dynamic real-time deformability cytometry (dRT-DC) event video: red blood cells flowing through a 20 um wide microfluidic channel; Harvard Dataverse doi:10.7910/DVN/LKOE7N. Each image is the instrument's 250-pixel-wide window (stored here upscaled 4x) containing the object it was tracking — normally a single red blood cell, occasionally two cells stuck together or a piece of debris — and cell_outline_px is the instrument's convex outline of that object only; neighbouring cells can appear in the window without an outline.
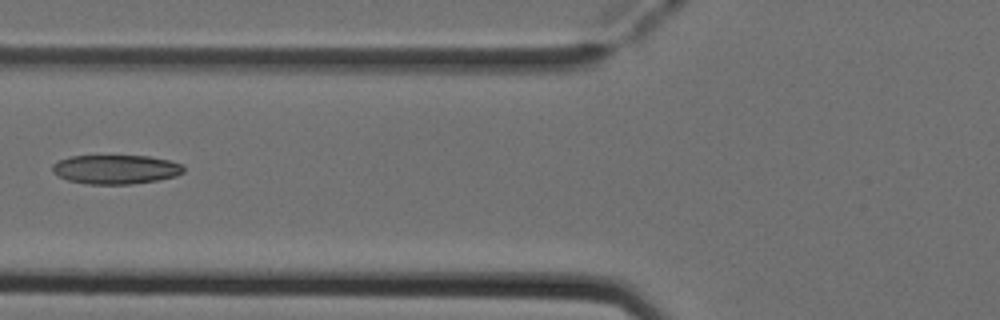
{"species": "Egyptian fruit bat (a non-hibernating species)", "species_latin": "Rousettus aegyptiacus", "temperature_condition": "cold", "stored_images_in_passage": 4, "camera_frame_rate_fps": 3000, "um_per_image_px": 0.085, "animal": {"sex": "female"}, "frame": {"image": 1, "passage_image": 4, "time_ms": 1.0, "image_size_px": [1000, 320], "cell_outline_px": [[184, 172], [176, 176], [160, 180], [132, 184], [88, 184], [68, 180], [52, 172], [52, 164], [60, 160], [72, 156], [148, 156], [168, 160], [184, 164]], "centroid_in_image_um": [9.88, 14.4], "position_along_channel_um": 115.9, "area_um2": 22.31}}